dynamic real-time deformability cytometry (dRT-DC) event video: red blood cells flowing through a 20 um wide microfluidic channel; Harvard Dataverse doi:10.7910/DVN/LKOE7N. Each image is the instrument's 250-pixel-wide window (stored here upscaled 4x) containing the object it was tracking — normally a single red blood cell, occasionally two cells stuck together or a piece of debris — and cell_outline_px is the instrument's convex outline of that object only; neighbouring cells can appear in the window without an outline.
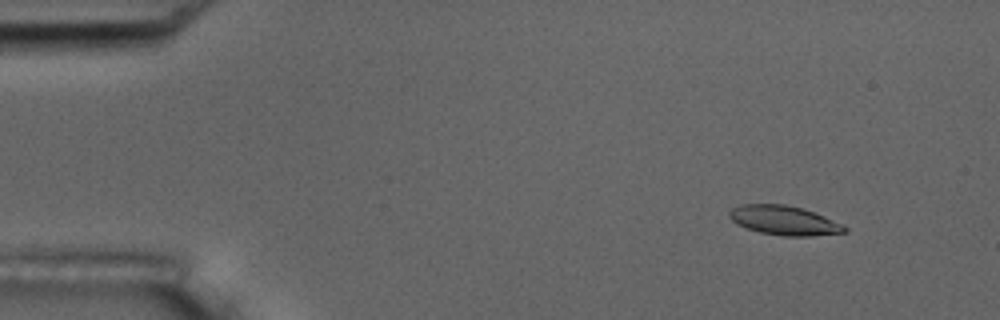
{"species": "common noctule bat (a hibernating species)", "species_latin": "Nyctalus noctula", "temperature_condition": "room temperature", "stored_images_in_passage": 5, "camera_frame_rate_fps": 3000, "um_per_image_px": 0.085, "animal": {"sex": "male", "body_mass_g": 17.5, "forearm_length_mm": 52.3}, "frame": {"image": 1, "passage_image": 1, "time_ms": 0.0, "image_size_px": [1000, 320], "cell_outline_px": [[848, 232], [812, 236], [784, 236], [760, 232], [736, 224], [728, 216], [728, 212], [732, 208], [744, 204], [784, 204], [804, 208], [844, 224], [848, 228]], "centroid_in_image_um": [66.69, 18.73], "position_along_channel_um": 18.3, "area_um2": 19.83}}
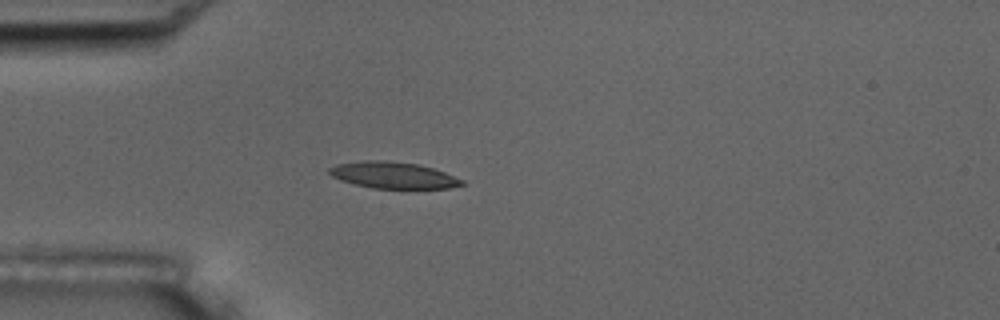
{"frame": {"image": 2, "passage_image": 4, "time_ms": 3.333, "image_size_px": [1000, 320], "cell_outline_px": [[468, 184], [448, 188], [372, 188], [340, 180], [332, 176], [328, 172], [328, 168], [336, 164], [364, 160], [384, 160], [416, 164], [432, 168], [444, 172], [464, 180]], "centroid_in_image_um": [33.42, 14.89], "position_along_channel_um": 51.6, "area_um2": 20.4}}